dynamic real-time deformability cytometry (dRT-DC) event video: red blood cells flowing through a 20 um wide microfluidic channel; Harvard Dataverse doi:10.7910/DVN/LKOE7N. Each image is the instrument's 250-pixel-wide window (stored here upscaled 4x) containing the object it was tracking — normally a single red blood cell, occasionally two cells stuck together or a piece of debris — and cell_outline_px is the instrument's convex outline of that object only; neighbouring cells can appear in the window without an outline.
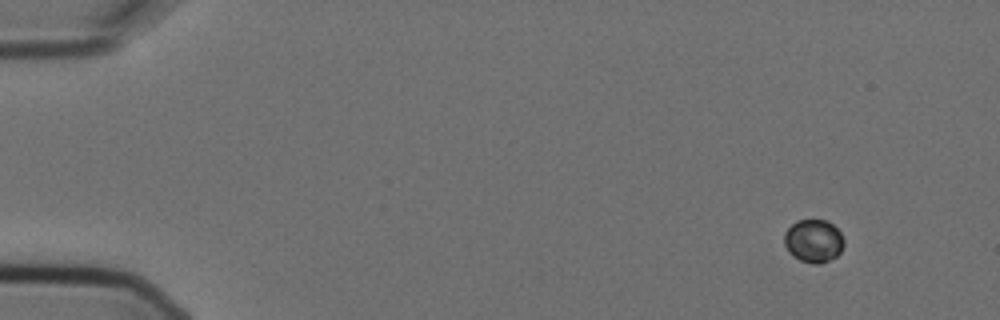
{"species": "Egyptian fruit bat (a non-hibernating species)", "species_latin": "Rousettus aegyptiacus", "temperature_condition": "cold", "stored_images_in_passage": 6, "camera_frame_rate_fps": 3000, "um_per_image_px": 0.085, "animal": {"sex": "female"}, "frame": {"image": 1, "passage_image": 1, "time_ms": 0.0, "image_size_px": [1000, 320], "cell_outline_px": [[844, 244], [840, 252], [836, 256], [820, 264], [812, 264], [800, 260], [788, 252], [784, 244], [784, 232], [796, 220], [828, 220], [840, 232], [844, 240]], "centroid_in_image_um": [69.14, 20.47], "position_along_channel_um": 15.9, "area_um2": 15.03}}
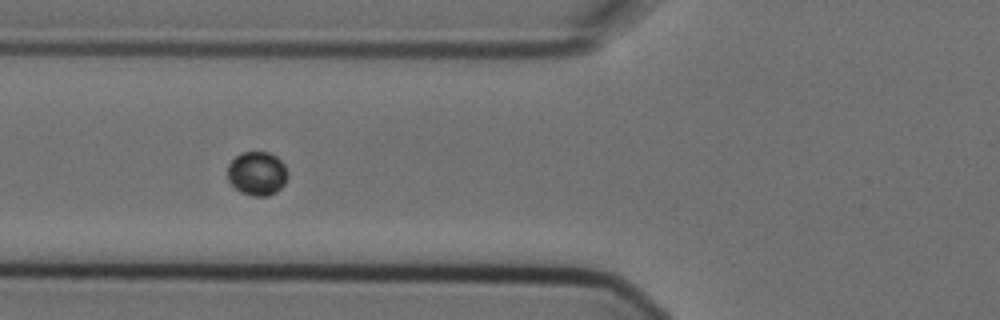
{"frame": {"image": 2, "passage_image": 5, "time_ms": 1.333, "image_size_px": [1000, 320], "cell_outline_px": [[288, 176], [284, 184], [276, 192], [268, 196], [252, 196], [240, 192], [228, 180], [228, 164], [240, 152], [268, 152], [276, 156], [284, 164], [288, 172]], "centroid_in_image_um": [21.86, 14.74], "position_along_channel_um": 103.9, "area_um2": 15.43}}
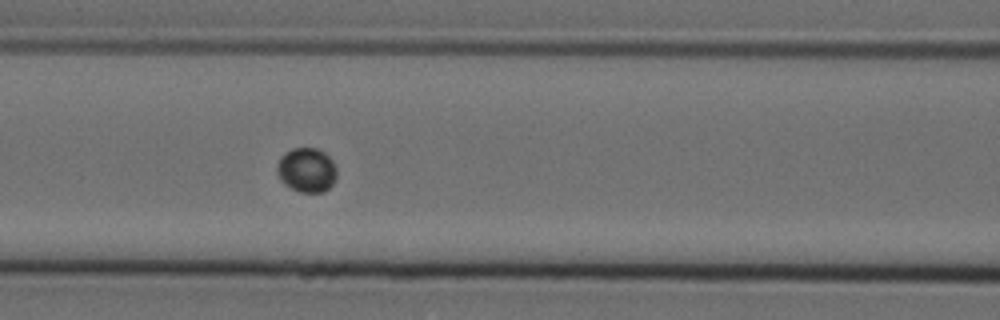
{"frame": {"image": 3, "passage_image": 6, "time_ms": 1.667, "image_size_px": [1000, 320], "cell_outline_px": [[336, 176], [332, 184], [324, 192], [300, 192], [284, 184], [280, 180], [276, 172], [276, 164], [280, 156], [284, 152], [292, 148], [316, 148], [324, 152], [332, 160], [336, 168]], "centroid_in_image_um": [26.03, 14.44], "position_along_channel_um": 140.6, "area_um2": 15.61}}